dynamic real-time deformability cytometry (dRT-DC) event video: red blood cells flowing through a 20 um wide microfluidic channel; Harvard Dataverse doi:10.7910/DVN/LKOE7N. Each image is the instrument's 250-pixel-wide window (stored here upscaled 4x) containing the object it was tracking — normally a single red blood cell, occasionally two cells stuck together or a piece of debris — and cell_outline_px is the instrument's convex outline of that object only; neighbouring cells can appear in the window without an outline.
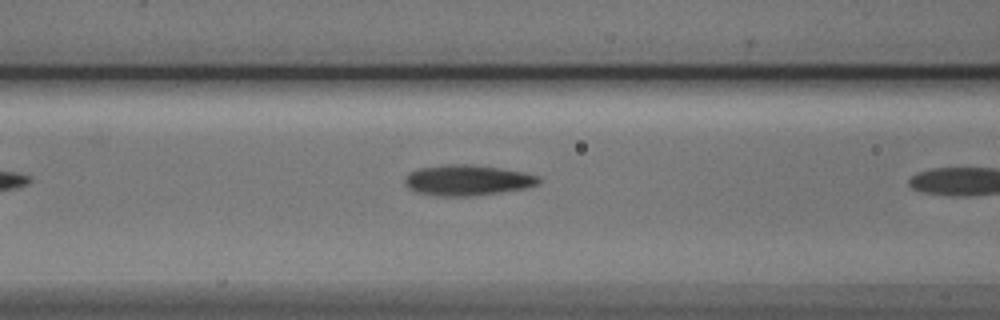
{"species": "Egyptian fruit bat (a non-hibernating species)", "species_latin": "Rousettus aegyptiacus", "temperature_condition": "cold", "stored_images_in_passage": 4, "camera_frame_rate_fps": 3000, "um_per_image_px": 0.085, "animal": {"sex": "male"}, "frame": {"image": 1, "passage_image": 3, "time_ms": 0.667, "image_size_px": [1000, 320], "cell_outline_px": [[540, 180], [536, 184], [524, 188], [500, 192], [468, 196], [436, 196], [416, 192], [408, 188], [404, 184], [404, 180], [412, 172], [420, 168], [448, 164], [468, 164], [500, 168], [524, 172], [540, 176]], "centroid_in_image_um": [39.71, 15.32], "position_along_channel_um": 126.9, "area_um2": 23.64}}